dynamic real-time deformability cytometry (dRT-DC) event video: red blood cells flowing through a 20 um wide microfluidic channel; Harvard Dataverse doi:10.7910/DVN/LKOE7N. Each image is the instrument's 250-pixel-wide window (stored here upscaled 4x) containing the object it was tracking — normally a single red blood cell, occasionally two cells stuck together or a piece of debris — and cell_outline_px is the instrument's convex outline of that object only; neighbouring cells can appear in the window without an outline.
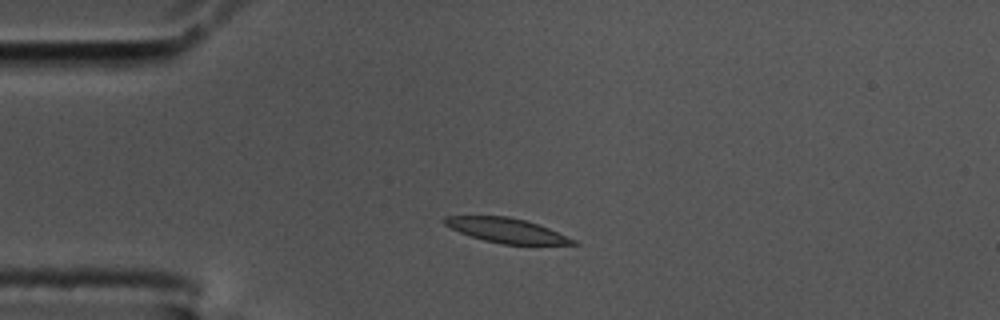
{"species": "common noctule bat (a hibernating species)", "species_latin": "Nyctalus noctula", "temperature_condition": "cold", "stored_images_in_passage": 44, "camera_frame_rate_fps": 3000, "um_per_image_px": 0.085, "animal": {"sex": "male", "body_mass_g": 17.5, "forearm_length_mm": 52.3}, "frame": {"image": 1, "passage_image": 1, "time_ms": 0.0, "image_size_px": [1000, 320], "cell_outline_px": [[580, 244], [504, 244], [484, 240], [460, 232], [444, 224], [444, 216], [508, 216], [524, 220], [548, 228], [576, 240]], "centroid_in_image_um": [43.06, 19.58], "position_along_channel_um": 41.9, "area_um2": 17.98}}
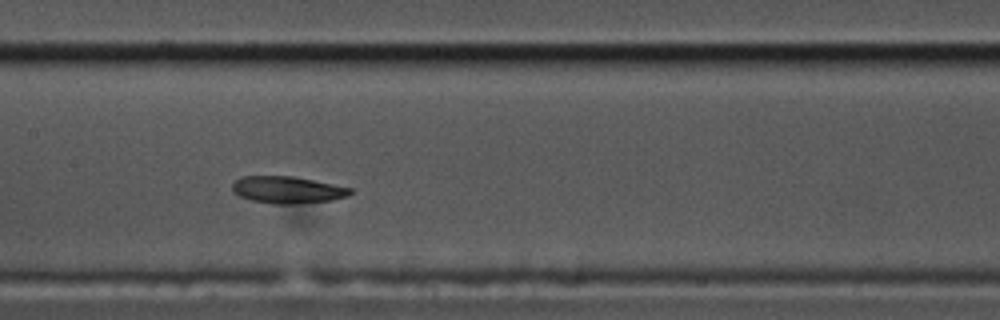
{"frame": {"image": 2, "passage_image": 15, "time_ms": 4.667, "image_size_px": [1000, 320], "cell_outline_px": [[352, 192], [348, 196], [332, 200], [292, 204], [272, 204], [252, 200], [240, 196], [232, 188], [232, 184], [240, 176], [292, 176], [352, 188]], "centroid_in_image_um": [24.43, 16.13], "position_along_channel_um": 183.0, "area_um2": 18.38}}
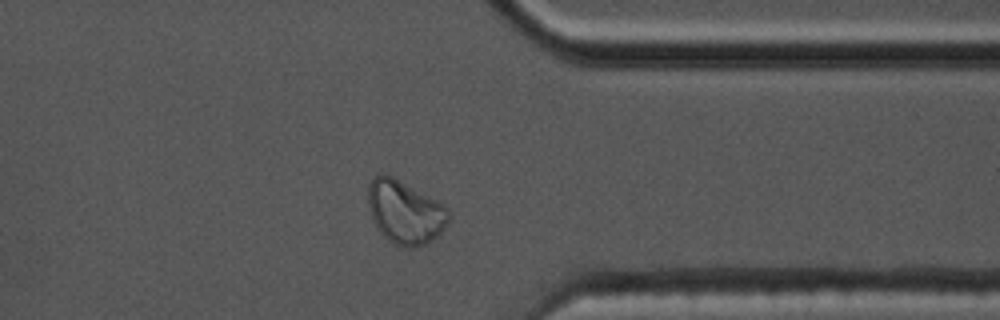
{"frame": {"image": 3, "passage_image": 32, "time_ms": 10.333, "image_size_px": [1000, 320], "cell_outline_px": [[448, 220], [444, 228], [432, 240], [424, 244], [408, 248], [404, 248], [396, 244], [384, 236], [380, 232], [372, 220], [368, 204], [368, 184], [376, 172], [380, 172], [392, 176], [444, 204], [448, 208]], "centroid_in_image_um": [34.39, 18.0], "position_along_channel_um": 377.0, "area_um2": 29.65}, "authors_computed_cell_mechanics": {"area_um2": 19.7098, "velocity_mm_per_s": 3.5249, "shape_relaxation_time_tau1_ms": null, "shape_relaxation_time_tau2_ms": 3.0807, "deformation_change_tau1": null, "deformation_change_tau2": 0.085}}